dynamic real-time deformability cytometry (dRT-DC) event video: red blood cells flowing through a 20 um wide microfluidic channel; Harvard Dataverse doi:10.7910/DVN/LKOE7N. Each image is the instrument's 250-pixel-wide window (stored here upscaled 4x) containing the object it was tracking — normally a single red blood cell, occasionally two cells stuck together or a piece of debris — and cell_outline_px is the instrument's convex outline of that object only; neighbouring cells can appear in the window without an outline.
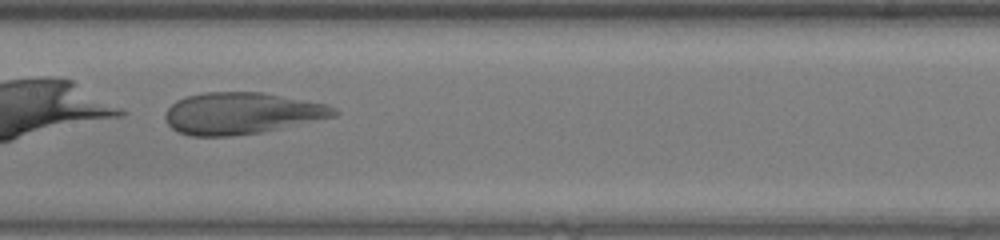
{"species": "human", "species_latin": "Homo sapiens", "temperature_condition": "warm", "stored_images_in_passage": 36, "camera_frame_rate_fps": 3000, "um_per_image_px": 0.085, "donor": {"sex": "female"}, "frame": {"image": 1, "passage_image": 18, "time_ms": 5.667, "image_size_px": [1000, 240], "cell_outline_px": [[340, 112], [336, 116], [260, 132], [232, 136], [192, 136], [180, 132], [172, 128], [168, 124], [164, 116], [168, 108], [176, 100], [188, 96], [204, 92], [264, 92], [328, 104], [336, 108]], "centroid_in_image_um": [20.55, 9.62], "position_along_channel_um": 186.8, "area_um2": 40.92}}
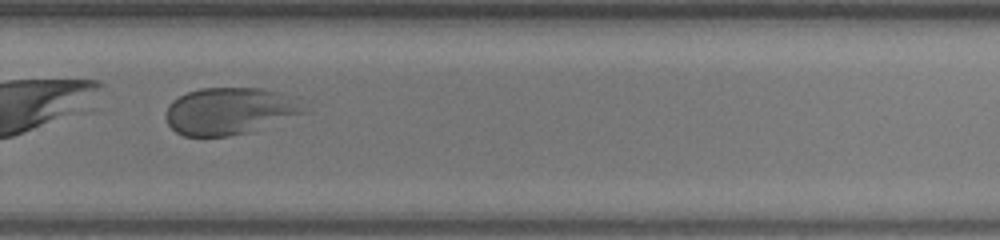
{"frame": {"image": 2, "passage_image": 27, "time_ms": 8.667, "image_size_px": [1000, 240], "cell_outline_px": [[312, 112], [252, 132], [228, 136], [184, 136], [176, 132], [168, 124], [168, 104], [172, 100], [188, 92], [200, 88], [260, 88], [280, 92]], "centroid_in_image_um": [19.57, 9.46], "position_along_channel_um": 310.2, "area_um2": 37.92}}
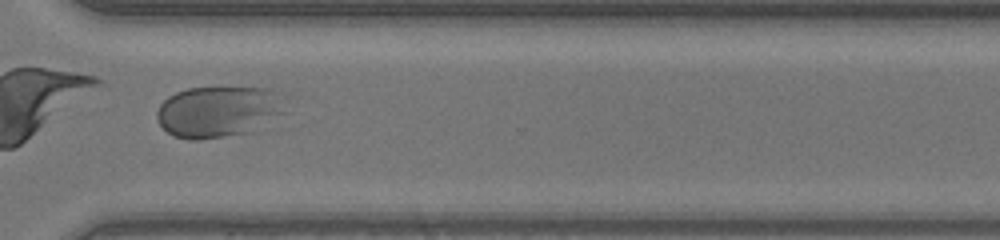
{"frame": {"image": 3, "passage_image": 30, "time_ms": 9.667, "image_size_px": [1000, 240], "cell_outline_px": [[284, 112], [252, 132], [200, 140], [188, 140], [172, 136], [156, 120], [156, 112], [160, 104], [168, 96], [176, 92], [188, 88], [272, 88]], "centroid_in_image_um": [18.46, 9.51], "position_along_channel_um": 352.1, "area_um2": 37.97}, "authors_computed_cell_mechanics": {"area_um2": 41.616, "velocity_mm_per_s": 4.0924, "shape_relaxation_time_tau1_ms": 3.6491, "shape_relaxation_time_tau2_ms": null, "deformation_change_tau1": 0.3514, "deformation_change_tau2": null}}